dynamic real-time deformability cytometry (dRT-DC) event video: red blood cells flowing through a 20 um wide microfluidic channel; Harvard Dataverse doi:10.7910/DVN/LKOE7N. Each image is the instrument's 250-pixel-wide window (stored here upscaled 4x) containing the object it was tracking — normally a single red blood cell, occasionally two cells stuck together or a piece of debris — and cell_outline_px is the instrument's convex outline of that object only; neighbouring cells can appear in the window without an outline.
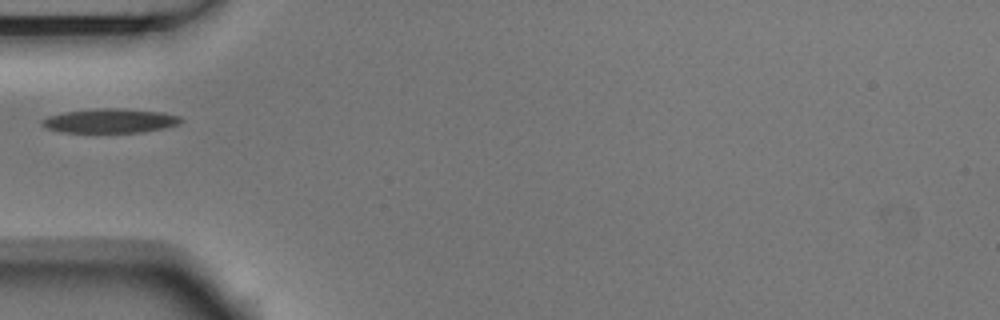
{"species": "Egyptian fruit bat (a non-hibernating species)", "species_latin": "Rousettus aegyptiacus", "temperature_condition": "room temperature", "stored_images_in_passage": 1, "camera_frame_rate_fps": 3000, "um_per_image_px": 0.085, "animal": {"sex": "male"}, "frame": {"image": 1, "passage_image": 1, "time_ms": 0.0, "image_size_px": [1000, 320], "cell_outline_px": [[184, 120], [180, 124], [164, 128], [140, 132], [60, 132], [48, 128], [40, 124], [40, 120], [48, 116], [64, 112], [96, 108], [120, 108], [160, 112], [180, 116]], "centroid_in_image_um": [9.35, 10.26], "position_along_channel_um": 75.6, "area_um2": 19.65}}